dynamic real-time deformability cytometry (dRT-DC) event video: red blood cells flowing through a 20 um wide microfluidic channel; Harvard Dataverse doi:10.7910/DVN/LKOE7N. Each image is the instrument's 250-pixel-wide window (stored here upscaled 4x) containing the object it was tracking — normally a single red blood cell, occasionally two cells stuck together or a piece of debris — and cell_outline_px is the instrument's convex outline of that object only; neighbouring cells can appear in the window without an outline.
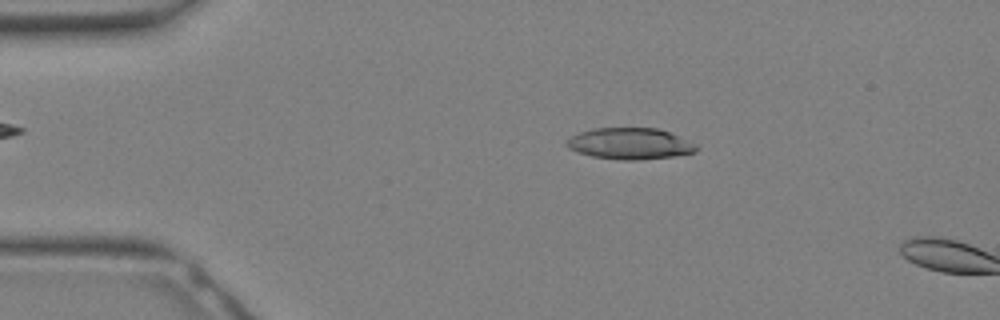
{"species": "Egyptian fruit bat (a non-hibernating species)", "species_latin": "Rousettus aegyptiacus", "temperature_condition": "warm", "stored_images_in_passage": 7, "camera_frame_rate_fps": 3000, "um_per_image_px": 0.085, "animal": {"sex": "female"}, "frame": {"image": 1, "passage_image": 5, "time_ms": 1.333, "image_size_px": [1000, 320], "cell_outline_px": [[700, 148], [696, 152], [672, 156], [636, 160], [620, 160], [592, 156], [568, 148], [564, 144], [572, 136], [580, 132], [592, 128], [656, 128], [668, 132], [696, 144]], "centroid_in_image_um": [53.54, 12.21], "position_along_channel_um": 31.5, "area_um2": 23.47}}